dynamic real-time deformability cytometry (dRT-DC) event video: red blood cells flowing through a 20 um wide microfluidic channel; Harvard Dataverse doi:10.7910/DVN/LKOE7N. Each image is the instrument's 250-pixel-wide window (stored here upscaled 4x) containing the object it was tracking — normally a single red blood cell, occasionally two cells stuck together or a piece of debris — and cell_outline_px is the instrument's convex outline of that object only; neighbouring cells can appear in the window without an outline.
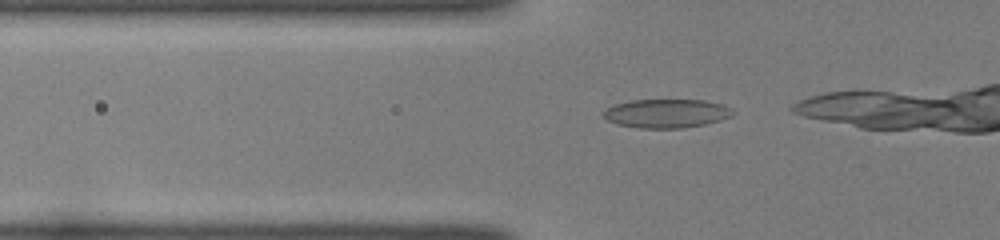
{"species": "common noctule bat (a hibernating species)", "species_latin": "Nyctalus noctula", "temperature_condition": "room temperature", "stored_images_in_passage": 7, "camera_frame_rate_fps": 3000, "um_per_image_px": 0.085, "animal": {"sex": "female", "body_mass_g": 22.0, "forearm_length_mm": 56.7}, "frame": {"image": 1, "passage_image": 2, "time_ms": 0.333, "image_size_px": [1000, 240], "cell_outline_px": [[736, 112], [732, 116], [720, 120], [704, 124], [684, 128], [640, 128], [616, 124], [600, 116], [600, 112], [616, 104], [632, 100], [704, 100], [724, 104], [732, 108]], "centroid_in_image_um": [56.66, 9.64], "position_along_channel_um": 69.1, "area_um2": 21.91}}
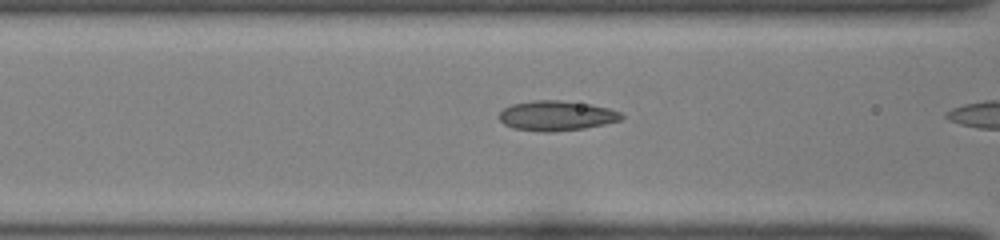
{"frame": {"image": 2, "passage_image": 6, "time_ms": 1.667, "image_size_px": [1000, 240], "cell_outline_px": [[624, 116], [620, 120], [604, 124], [584, 128], [552, 132], [540, 132], [512, 128], [504, 124], [496, 116], [504, 108], [512, 104], [532, 100], [560, 100], [592, 104], [608, 108], [620, 112]], "centroid_in_image_um": [47.26, 9.83], "position_along_channel_um": 119.3, "area_um2": 21.5}}